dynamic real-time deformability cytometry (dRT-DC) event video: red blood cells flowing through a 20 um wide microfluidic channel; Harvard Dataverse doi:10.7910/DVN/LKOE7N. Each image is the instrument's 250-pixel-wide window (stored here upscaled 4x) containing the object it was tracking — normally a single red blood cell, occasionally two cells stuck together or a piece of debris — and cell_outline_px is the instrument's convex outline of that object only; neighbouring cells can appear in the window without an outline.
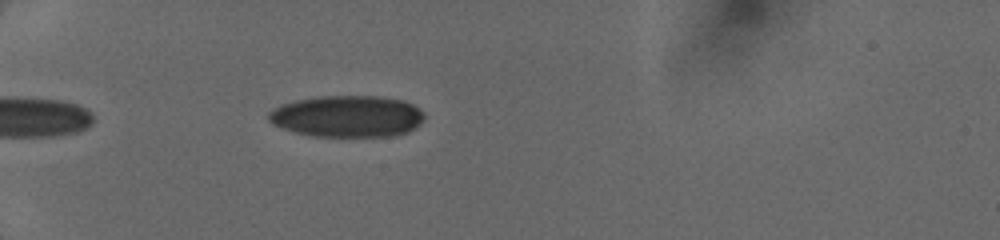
{"species": "human", "species_latin": "Homo sapiens", "temperature_condition": "cold", "stored_images_in_passage": 10, "camera_frame_rate_fps": 3000, "um_per_image_px": 0.085, "donor": {"sex": "female"}, "frame": {"image": 1, "passage_image": 1, "time_ms": 0.0, "image_size_px": [1000, 240], "cell_outline_px": [[424, 120], [420, 124], [408, 132], [392, 136], [312, 136], [296, 132], [272, 124], [268, 120], [268, 112], [272, 108], [280, 104], [296, 100], [320, 96], [380, 96], [404, 100], [412, 104], [424, 112]], "centroid_in_image_um": [29.52, 9.88], "position_along_channel_um": 55.5, "area_um2": 37.97}}
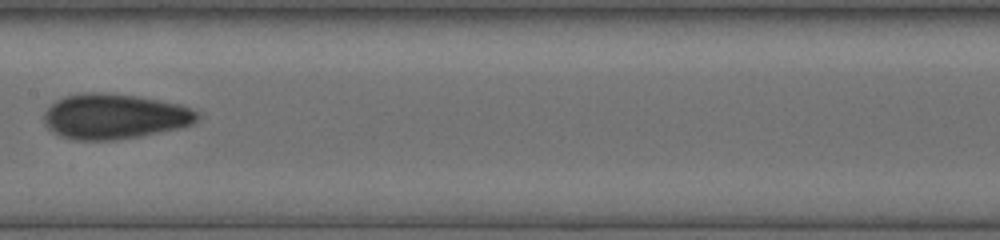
{"frame": {"image": 2, "passage_image": 7, "time_ms": 4.0, "image_size_px": [1000, 240], "cell_outline_px": [[200, 120], [192, 124], [180, 128], [140, 136], [116, 140], [76, 140], [60, 136], [48, 128], [44, 120], [44, 112], [56, 100], [64, 96], [80, 92], [100, 92], [136, 96], [160, 100], [180, 104], [192, 108], [200, 112]], "centroid_in_image_um": [9.76, 9.89], "position_along_channel_um": 197.6, "area_um2": 40.75}}
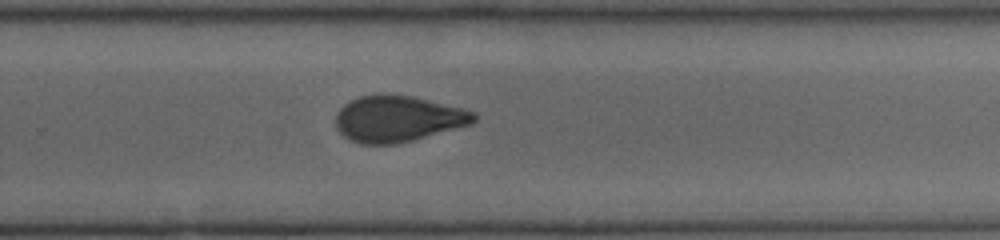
{"frame": {"image": 3, "passage_image": 10, "time_ms": 6.333, "image_size_px": [1000, 240], "cell_outline_px": [[476, 120], [472, 124], [412, 140], [396, 144], [360, 144], [344, 136], [336, 128], [336, 112], [344, 104], [360, 96], [376, 92], [388, 92], [412, 96], [464, 108], [476, 112]], "centroid_in_image_um": [33.81, 10.06], "position_along_channel_um": 296.0, "area_um2": 37.63}}